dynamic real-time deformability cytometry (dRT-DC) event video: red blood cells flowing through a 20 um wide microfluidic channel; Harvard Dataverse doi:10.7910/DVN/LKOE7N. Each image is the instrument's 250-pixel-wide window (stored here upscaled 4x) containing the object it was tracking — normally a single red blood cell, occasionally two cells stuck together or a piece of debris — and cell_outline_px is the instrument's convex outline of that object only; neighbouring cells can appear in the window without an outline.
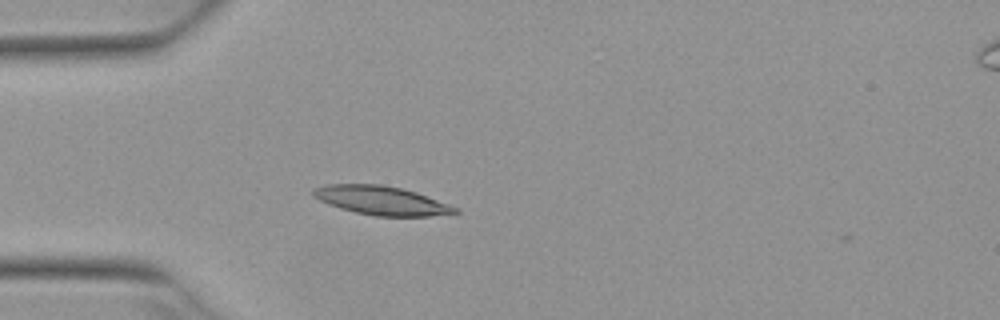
{"species": "Egyptian fruit bat (a non-hibernating species)", "species_latin": "Rousettus aegyptiacus", "temperature_condition": "warm", "stored_images_in_passage": 2, "camera_frame_rate_fps": 3000, "um_per_image_px": 0.085, "animal": {"sex": "female"}, "frame": {"image": 1, "passage_image": 2, "time_ms": 0.333, "image_size_px": [1000, 320], "cell_outline_px": [[460, 212], [428, 216], [376, 216], [356, 212], [340, 208], [328, 204], [312, 196], [312, 188], [328, 184], [380, 184], [400, 188], [416, 192], [460, 208]], "centroid_in_image_um": [32.41, 17.04], "position_along_channel_um": 52.6, "area_um2": 23.76}}